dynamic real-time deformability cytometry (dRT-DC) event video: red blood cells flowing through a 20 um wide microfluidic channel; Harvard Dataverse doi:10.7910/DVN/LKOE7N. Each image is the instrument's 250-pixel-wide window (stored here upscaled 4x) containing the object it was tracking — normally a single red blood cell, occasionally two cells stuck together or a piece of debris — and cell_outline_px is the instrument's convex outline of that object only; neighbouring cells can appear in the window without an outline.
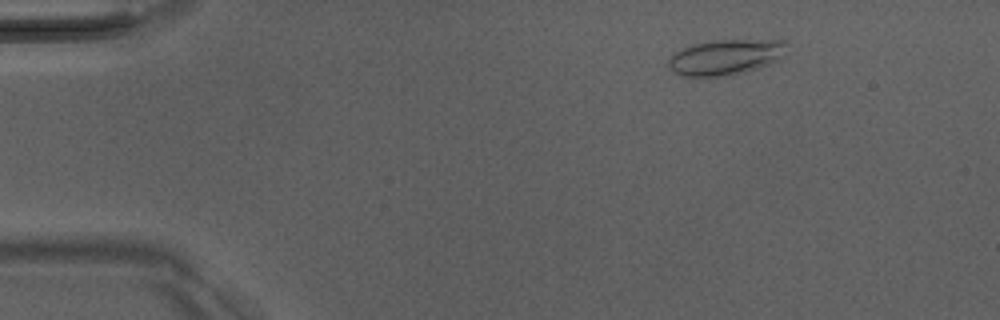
{"species": "Egyptian fruit bat (a non-hibernating species)", "species_latin": "Rousettus aegyptiacus", "temperature_condition": "room temperature", "stored_images_in_passage": 45, "camera_frame_rate_fps": 3000, "um_per_image_px": 0.085, "animal": {"sex": "male"}, "frame": {"image": 1, "passage_image": 1, "time_ms": 0.0, "image_size_px": [1000, 320], "cell_outline_px": [[788, 44], [784, 56], [780, 60], [744, 72], [724, 76], [680, 76], [672, 72], [668, 68], [668, 56], [680, 48], [692, 44], [712, 40], [784, 40]], "centroid_in_image_um": [61.63, 4.85], "position_along_channel_um": 23.4, "area_um2": 24.85}}
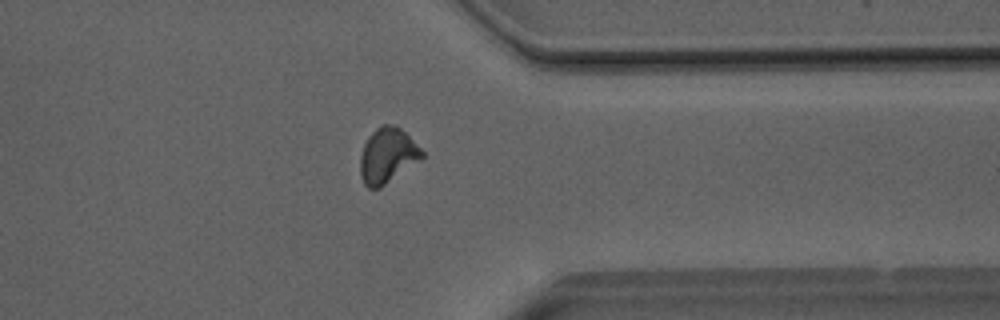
{"frame": {"image": 2, "passage_image": 34, "time_ms": 11.0, "image_size_px": [1000, 320], "cell_outline_px": [[424, 156], [420, 160], [380, 188], [368, 188], [364, 184], [360, 176], [360, 156], [364, 144], [368, 136], [380, 124], [396, 124], [424, 152]], "centroid_in_image_um": [32.91, 13.21], "position_along_channel_um": 378.5, "area_um2": 19.83}}
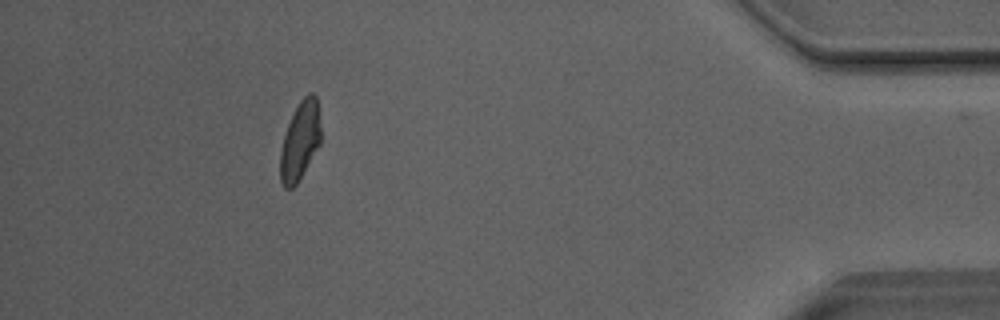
{"frame": {"image": 3, "passage_image": 40, "time_ms": 13.0, "image_size_px": [1000, 320], "cell_outline_px": [[320, 144], [296, 184], [292, 188], [284, 188], [280, 180], [280, 148], [288, 124], [300, 100], [308, 92], [312, 92], [316, 96], [320, 128]], "centroid_in_image_um": [25.49, 11.98], "position_along_channel_um": 409.7, "area_um2": 18.26}, "authors_computed_cell_mechanics": {"area_um2": 19.4208, "velocity_mm_per_s": 4.0385, "shape_relaxation_time_tau1_ms": 6.4066, "shape_relaxation_time_tau2_ms": 1.8423, "deformation_change_tau1": 0.1632, "deformation_change_tau2": 0.0555}}